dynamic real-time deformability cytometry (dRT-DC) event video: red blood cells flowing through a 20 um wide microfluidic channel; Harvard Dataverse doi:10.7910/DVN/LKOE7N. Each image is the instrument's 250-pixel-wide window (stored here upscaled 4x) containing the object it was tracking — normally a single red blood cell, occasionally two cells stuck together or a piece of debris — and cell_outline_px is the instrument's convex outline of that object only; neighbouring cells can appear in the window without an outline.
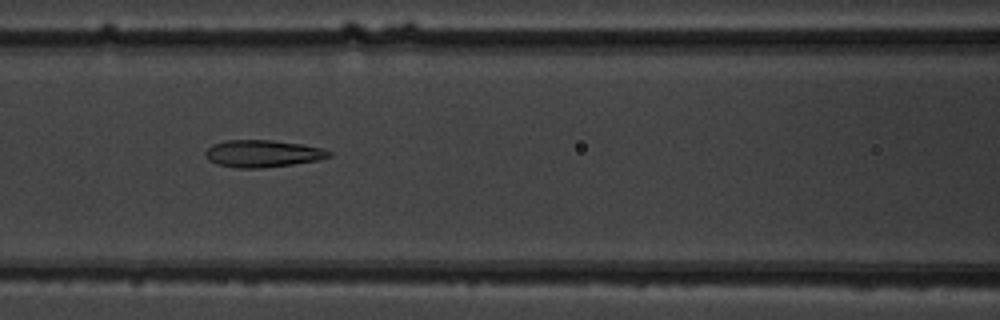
{"species": "common noctule bat (a hibernating species)", "species_latin": "Nyctalus noctula", "temperature_condition": "warm", "stored_images_in_passage": 3, "camera_frame_rate_fps": 3000, "um_per_image_px": 0.085, "animal": {"sex": "male", "body_mass_g": 19.5, "forearm_length_mm": 54.6}, "frame": {"image": 1, "passage_image": 3, "time_ms": 2.333, "image_size_px": [1000, 320], "cell_outline_px": [[332, 156], [320, 160], [292, 164], [260, 168], [236, 168], [216, 164], [208, 160], [204, 152], [212, 144], [224, 140], [272, 140], [300, 144], [320, 148], [332, 152]], "centroid_in_image_um": [22.3, 13.06], "position_along_channel_um": 144.3, "area_um2": 19.59}}